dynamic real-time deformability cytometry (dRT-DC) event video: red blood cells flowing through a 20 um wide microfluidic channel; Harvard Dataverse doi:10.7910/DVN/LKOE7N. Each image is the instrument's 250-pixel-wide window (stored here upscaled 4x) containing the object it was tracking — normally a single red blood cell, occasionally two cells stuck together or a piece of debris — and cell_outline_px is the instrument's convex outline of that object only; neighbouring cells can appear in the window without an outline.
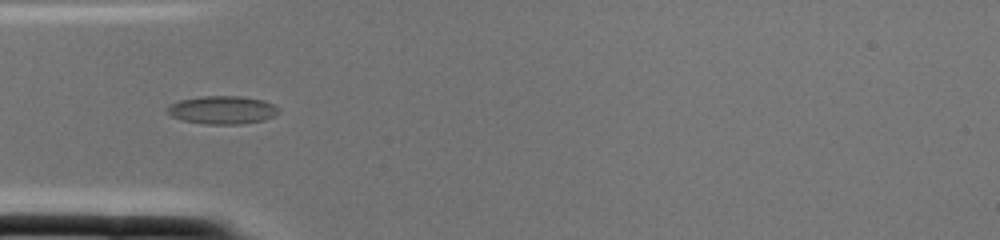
{"species": "common noctule bat (a hibernating species)", "species_latin": "Nyctalus noctula", "temperature_condition": "cold", "stored_images_in_passage": 1, "camera_frame_rate_fps": 3000, "um_per_image_px": 0.085, "animal": {"sex": "female", "body_mass_g": 22.0, "forearm_length_mm": 56.7}, "frame": {"image": 1, "passage_image": 1, "time_ms": 0.0, "image_size_px": [1000, 240], "cell_outline_px": [[280, 112], [264, 120], [240, 124], [204, 124], [180, 120], [172, 116], [164, 108], [168, 104], [180, 100], [200, 96], [240, 96], [264, 100], [280, 108]], "centroid_in_image_um": [18.86, 9.34], "position_along_channel_um": 66.1, "area_um2": 18.44}}